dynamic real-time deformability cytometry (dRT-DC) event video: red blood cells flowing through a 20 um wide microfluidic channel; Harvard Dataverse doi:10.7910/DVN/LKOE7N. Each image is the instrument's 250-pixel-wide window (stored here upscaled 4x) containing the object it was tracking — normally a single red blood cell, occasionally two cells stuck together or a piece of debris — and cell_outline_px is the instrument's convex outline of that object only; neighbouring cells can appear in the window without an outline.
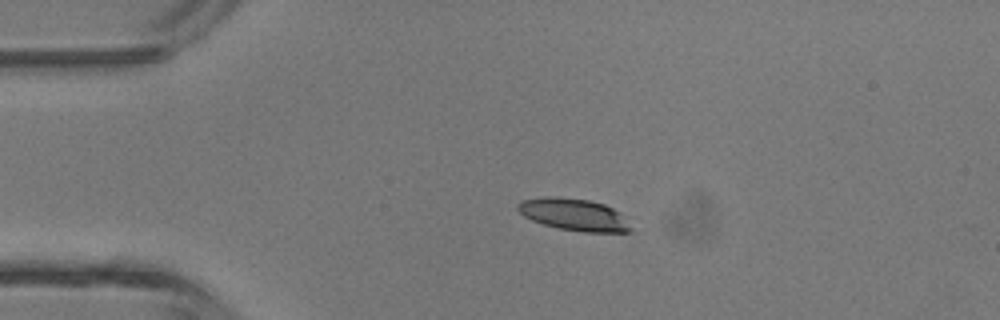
{"species": "common noctule bat (a hibernating species)", "species_latin": "Nyctalus noctula", "temperature_condition": "room temperature", "stored_images_in_passage": 2, "camera_frame_rate_fps": 3000, "um_per_image_px": 0.085, "animal": {"sex": "male", "body_mass_g": 13.3}, "frame": {"image": 1, "passage_image": 1, "time_ms": 0.0, "image_size_px": [1000, 320], "cell_outline_px": [[636, 232], [584, 232], [560, 228], [544, 224], [532, 220], [524, 216], [516, 208], [516, 204], [520, 200], [544, 196], [552, 196], [588, 200], [604, 204], [612, 208]], "centroid_in_image_um": [48.73, 18.23], "position_along_channel_um": 36.3, "area_um2": 20.87}}